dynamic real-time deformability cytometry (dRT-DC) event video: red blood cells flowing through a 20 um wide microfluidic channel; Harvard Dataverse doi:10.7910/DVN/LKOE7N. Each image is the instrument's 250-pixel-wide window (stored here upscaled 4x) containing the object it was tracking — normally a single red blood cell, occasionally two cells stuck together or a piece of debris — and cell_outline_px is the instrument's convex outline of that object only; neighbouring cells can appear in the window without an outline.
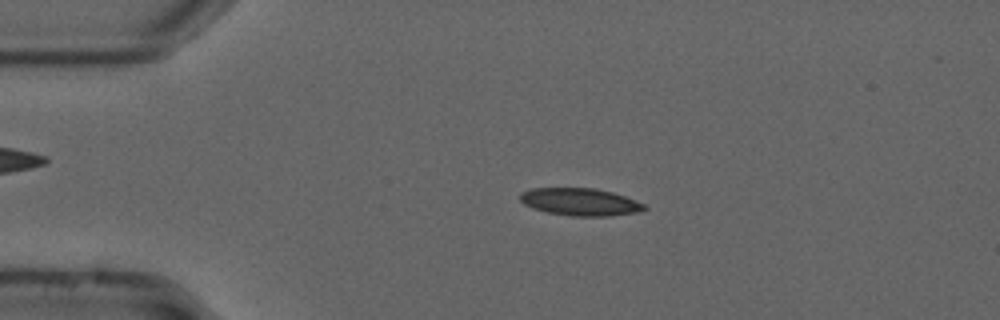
{"species": "common noctule bat (a hibernating species)", "species_latin": "Nyctalus noctula", "temperature_condition": "cold", "stored_images_in_passage": 54, "camera_frame_rate_fps": 3000, "um_per_image_px": 0.085, "animal": {"sex": "male", "forearm_length_mm": 52.5}, "frame": {"image": 1, "passage_image": 11, "time_ms": 3.333, "image_size_px": [1000, 320], "cell_outline_px": [[648, 208], [640, 212], [608, 216], [572, 216], [548, 212], [532, 208], [524, 204], [520, 200], [520, 192], [532, 188], [596, 188], [612, 192], [636, 200], [644, 204]], "centroid_in_image_um": [49.32, 17.16], "position_along_channel_um": 35.7, "area_um2": 19.94}}
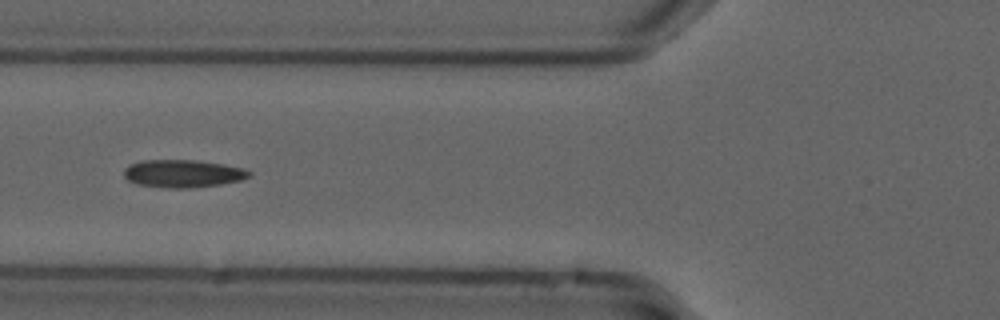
{"frame": {"image": 2, "passage_image": 20, "time_ms": 6.333, "image_size_px": [1000, 320], "cell_outline_px": [[252, 176], [240, 180], [220, 184], [192, 188], [164, 188], [140, 184], [128, 180], [124, 176], [124, 168], [128, 164], [144, 160], [196, 160], [224, 164], [244, 168], [252, 172]], "centroid_in_image_um": [15.56, 14.75], "position_along_channel_um": 110.2, "area_um2": 20.35}}
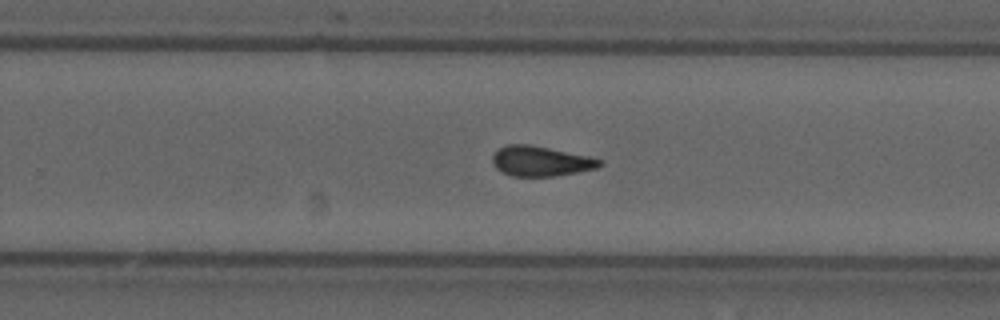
{"frame": {"image": 3, "passage_image": 34, "time_ms": 11.0, "image_size_px": [1000, 320], "cell_outline_px": [[604, 164], [596, 168], [556, 176], [512, 176], [496, 168], [492, 164], [492, 156], [500, 148], [508, 144], [528, 144], [588, 156], [604, 160]], "centroid_in_image_um": [45.97, 13.7], "position_along_channel_um": 283.8, "area_um2": 18.61}, "authors_computed_cell_mechanics": {"area_um2": 18.8428, "velocity_mm_per_s": 3.7291, "shape_relaxation_time_tau1_ms": 8.5067, "shape_relaxation_time_tau2_ms": 2.5547, "deformation_change_tau1": 0.199, "deformation_change_tau2": 0.0985}}